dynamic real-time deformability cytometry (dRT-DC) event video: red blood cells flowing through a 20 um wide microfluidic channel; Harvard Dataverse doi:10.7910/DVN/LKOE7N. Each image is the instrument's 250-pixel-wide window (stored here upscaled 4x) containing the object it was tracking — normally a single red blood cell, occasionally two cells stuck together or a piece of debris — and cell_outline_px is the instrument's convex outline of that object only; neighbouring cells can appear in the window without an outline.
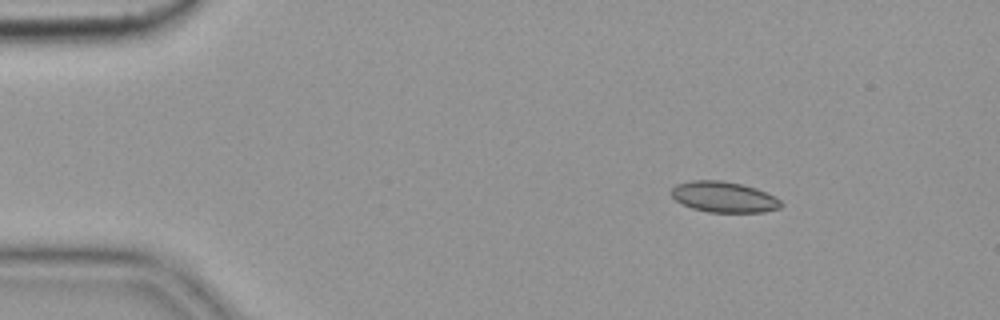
{"species": "common noctule bat (a hibernating species)", "species_latin": "Nyctalus noctula", "temperature_condition": "cold", "stored_images_in_passage": 5, "camera_frame_rate_fps": 3000, "um_per_image_px": 0.085, "animal": {"sex": "female", "body_mass_g": 19.9}, "frame": {"image": 1, "passage_image": 2, "time_ms": 0.333, "image_size_px": [1000, 320], "cell_outline_px": [[784, 204], [780, 208], [764, 212], [708, 212], [692, 208], [676, 200], [672, 196], [672, 188], [676, 184], [692, 180], [720, 180], [740, 184], [756, 188], [780, 200]], "centroid_in_image_um": [61.53, 16.74], "position_along_channel_um": 23.5, "area_um2": 19.48}}
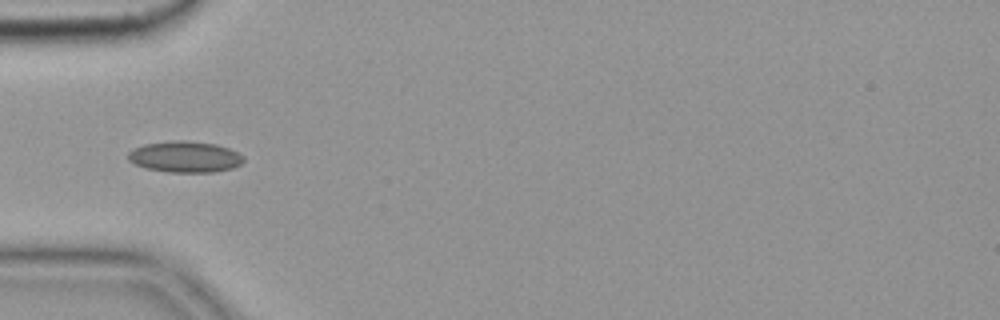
{"frame": {"image": 2, "passage_image": 5, "time_ms": 1.333, "image_size_px": [1000, 320], "cell_outline_px": [[244, 160], [240, 164], [232, 168], [212, 172], [168, 172], [144, 168], [128, 160], [128, 152], [144, 144], [172, 140], [184, 140], [216, 144], [228, 148], [244, 156]], "centroid_in_image_um": [15.71, 13.33], "position_along_channel_um": 69.3, "area_um2": 20.92}}